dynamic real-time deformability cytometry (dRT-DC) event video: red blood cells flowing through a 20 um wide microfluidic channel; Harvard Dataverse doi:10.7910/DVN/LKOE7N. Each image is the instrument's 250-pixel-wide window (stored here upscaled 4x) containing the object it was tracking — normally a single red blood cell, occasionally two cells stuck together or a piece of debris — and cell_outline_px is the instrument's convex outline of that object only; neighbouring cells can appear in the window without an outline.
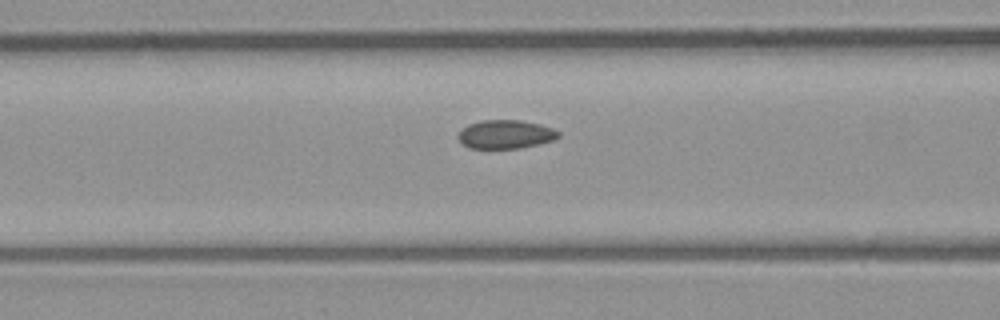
{"species": "common noctule bat (a hibernating species)", "species_latin": "Nyctalus noctula", "temperature_condition": "room temperature", "stored_images_in_passage": 8, "camera_frame_rate_fps": 3000, "um_per_image_px": 0.085, "animal": {"sex": "male", "body_mass_g": 23.1, "forearm_length_mm": 52.7}, "frame": {"image": 1, "passage_image": 8, "time_ms": 9.0, "image_size_px": [1000, 320], "cell_outline_px": [[560, 136], [552, 140], [540, 144], [520, 148], [468, 148], [456, 136], [468, 124], [480, 120], [520, 120], [540, 124], [552, 128], [560, 132]], "centroid_in_image_um": [42.98, 11.41], "position_along_channel_um": 123.6, "area_um2": 16.7}}